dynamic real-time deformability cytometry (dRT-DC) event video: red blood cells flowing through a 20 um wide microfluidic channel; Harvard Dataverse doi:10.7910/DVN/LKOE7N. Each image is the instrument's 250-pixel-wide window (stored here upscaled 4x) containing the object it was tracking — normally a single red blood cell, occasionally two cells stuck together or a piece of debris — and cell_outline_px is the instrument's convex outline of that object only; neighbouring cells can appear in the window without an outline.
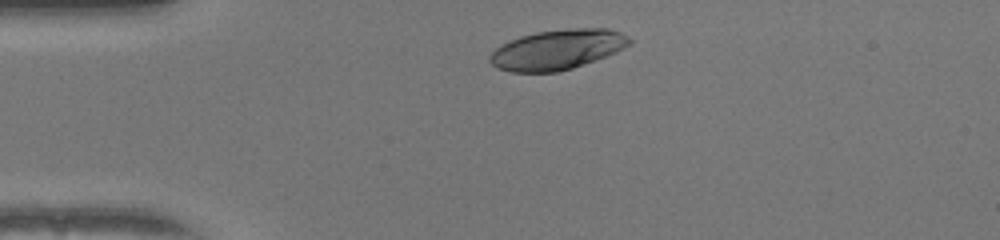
{"species": "human", "species_latin": "Homo sapiens", "temperature_condition": "warm", "stored_images_in_passage": 32, "camera_frame_rate_fps": 3000, "um_per_image_px": 0.085, "donor": {"sex": "female"}, "frame": {"image": 1, "passage_image": 1, "time_ms": 0.0, "image_size_px": [1000, 240], "cell_outline_px": [[632, 44], [616, 52], [572, 68], [556, 72], [512, 72], [500, 68], [492, 64], [488, 60], [488, 56], [496, 48], [520, 36], [536, 32], [568, 28], [608, 28], [620, 32], [628, 36], [632, 40]], "centroid_in_image_um": [47.4, 4.2], "position_along_channel_um": 37.6, "area_um2": 32.37}}
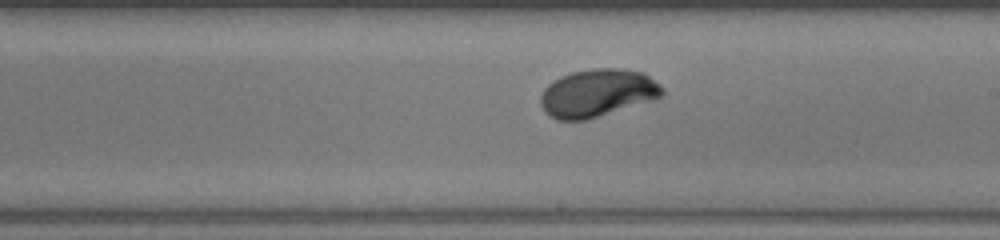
{"frame": {"image": 2, "passage_image": 19, "time_ms": 6.0, "image_size_px": [1000, 240], "cell_outline_px": [[664, 96], [652, 100], [584, 120], [556, 120], [544, 112], [540, 104], [540, 96], [544, 88], [548, 84], [560, 76], [572, 72], [592, 68], [620, 68], [644, 72], [660, 84], [664, 88]], "centroid_in_image_um": [50.78, 7.89], "position_along_channel_um": 238.2, "area_um2": 33.99}}
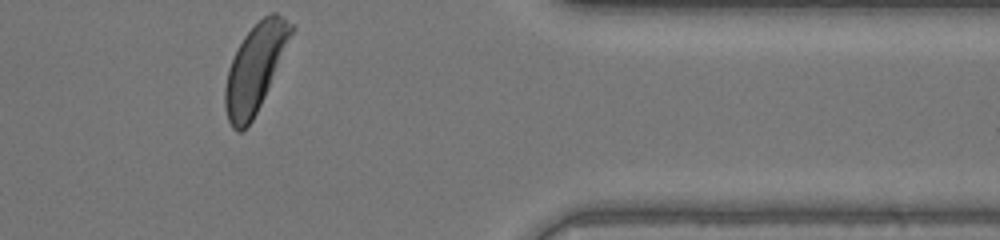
{"frame": {"image": 3, "passage_image": 32, "time_ms": 10.333, "image_size_px": [1000, 240], "cell_outline_px": [[296, 28], [268, 88], [252, 120], [240, 132], [236, 132], [232, 128], [228, 120], [224, 104], [224, 88], [228, 68], [244, 36], [264, 16], [272, 12], [276, 12], [284, 16]], "centroid_in_image_um": [21.69, 5.77], "position_along_channel_um": 389.7, "area_um2": 33.18}, "authors_computed_cell_mechanics": {"area_um2": 33.0616, "velocity_mm_per_s": 3.988, "shape_relaxation_time_tau1_ms": 3.1073, "shape_relaxation_time_tau2_ms": null, "deformation_change_tau1": 0.1839, "deformation_change_tau2": null}}